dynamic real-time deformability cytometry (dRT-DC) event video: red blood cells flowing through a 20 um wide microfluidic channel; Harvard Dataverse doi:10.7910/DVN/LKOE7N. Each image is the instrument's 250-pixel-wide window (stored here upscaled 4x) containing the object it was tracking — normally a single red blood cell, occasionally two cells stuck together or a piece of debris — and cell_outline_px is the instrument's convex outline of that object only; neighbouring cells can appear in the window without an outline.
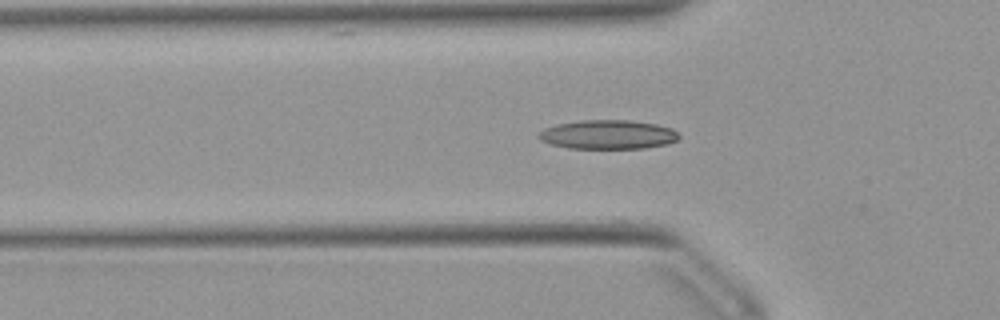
{"species": "Egyptian fruit bat (a non-hibernating species)", "species_latin": "Rousettus aegyptiacus", "temperature_condition": "warm", "stored_images_in_passage": 47, "camera_frame_rate_fps": 3000, "um_per_image_px": 0.085, "animal": {"sex": "female"}, "frame": {"image": 1, "passage_image": 16, "time_ms": 5.0, "image_size_px": [1000, 320], "cell_outline_px": [[680, 136], [676, 140], [668, 144], [644, 148], [568, 148], [552, 144], [540, 140], [536, 136], [544, 128], [556, 124], [580, 120], [632, 120], [656, 124], [672, 128]], "centroid_in_image_um": [51.67, 11.43], "position_along_channel_um": 74.1, "area_um2": 23.81}}
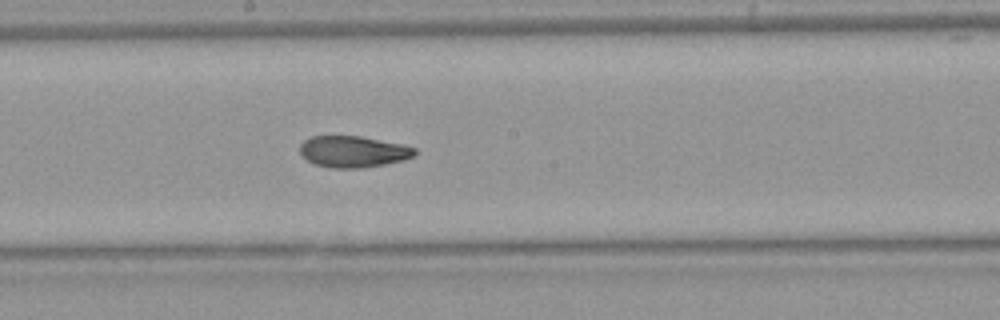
{"frame": {"image": 2, "passage_image": 27, "time_ms": 8.667, "image_size_px": [1000, 320], "cell_outline_px": [[416, 156], [404, 160], [384, 164], [360, 168], [332, 168], [316, 164], [308, 160], [300, 152], [300, 144], [304, 140], [312, 136], [360, 136], [404, 144], [416, 148]], "centroid_in_image_um": [30.06, 12.88], "position_along_channel_um": 218.1, "area_um2": 21.04}}
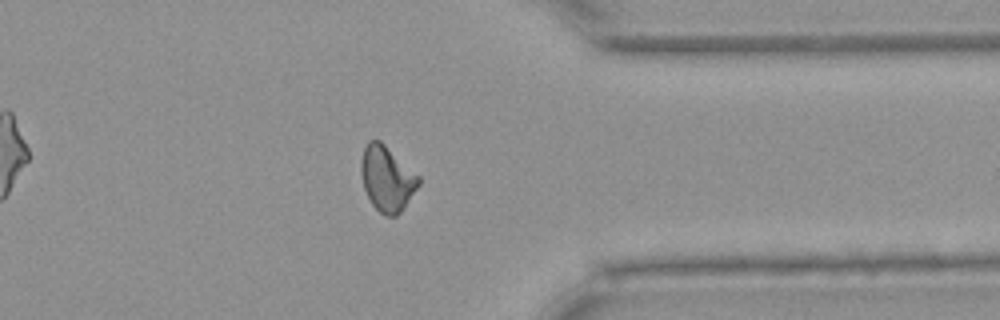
{"frame": {"image": 3, "passage_image": 40, "time_ms": 13.0, "image_size_px": [1000, 320], "cell_outline_px": [[420, 184], [404, 208], [396, 216], [384, 216], [372, 204], [364, 188], [360, 172], [360, 160], [364, 148], [368, 140], [380, 140], [420, 176]], "centroid_in_image_um": [32.89, 15.18], "position_along_channel_um": 378.5, "area_um2": 21.96}, "authors_computed_cell_mechanics": {"area_um2": 21.3282, "velocity_mm_per_s": 3.9212, "shape_relaxation_time_tau1_ms": 9.5741, "shape_relaxation_time_tau2_ms": 2.3482, "deformation_change_tau1": 0.2298, "deformation_change_tau2": 0.0907}}